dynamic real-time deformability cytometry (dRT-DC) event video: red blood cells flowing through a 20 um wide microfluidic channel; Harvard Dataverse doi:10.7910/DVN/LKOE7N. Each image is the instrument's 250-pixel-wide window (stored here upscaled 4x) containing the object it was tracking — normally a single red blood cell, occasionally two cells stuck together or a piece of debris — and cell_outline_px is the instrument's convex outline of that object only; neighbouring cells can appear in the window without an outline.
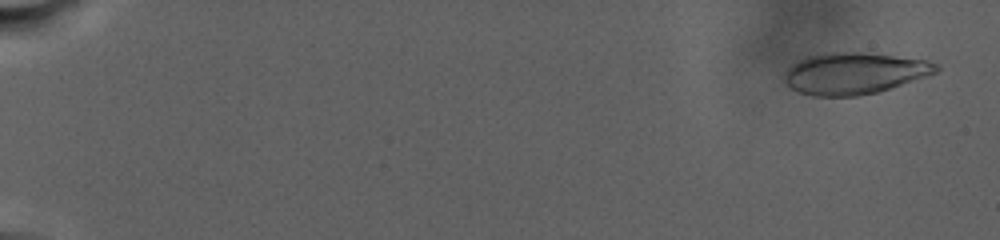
{"species": "human", "species_latin": "Homo sapiens", "temperature_condition": "warm", "stored_images_in_passage": 43, "camera_frame_rate_fps": 3000, "um_per_image_px": 0.085, "donor": {"sex": "male"}, "frame": {"image": 1, "passage_image": 4, "time_ms": 1.0, "image_size_px": [1000, 240], "cell_outline_px": [[940, 68], [936, 72], [928, 76], [880, 92], [856, 96], [812, 96], [788, 88], [784, 84], [784, 72], [792, 64], [808, 56], [828, 52], [860, 52], [924, 60], [940, 64]], "centroid_in_image_um": [72.59, 6.25], "position_along_channel_um": 12.4, "area_um2": 36.93}}
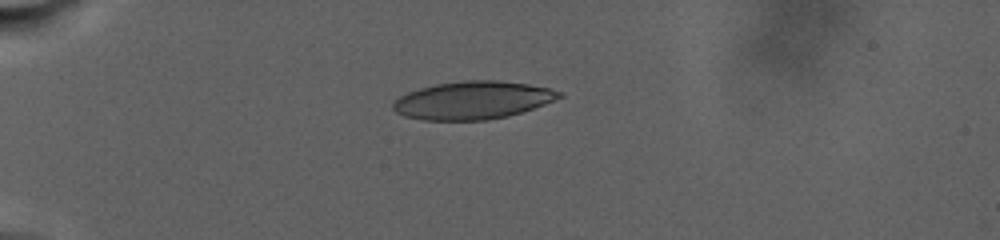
{"frame": {"image": 2, "passage_image": 36, "time_ms": 8.667, "image_size_px": [1000, 240], "cell_outline_px": [[564, 96], [544, 104], [508, 116], [488, 120], [424, 120], [404, 116], [396, 112], [392, 108], [392, 104], [400, 96], [408, 92], [420, 88], [436, 84], [464, 80], [496, 80], [528, 84], [548, 88], [564, 92]], "centroid_in_image_um": [40.18, 8.52], "position_along_channel_um": 44.8, "area_um2": 36.59}}